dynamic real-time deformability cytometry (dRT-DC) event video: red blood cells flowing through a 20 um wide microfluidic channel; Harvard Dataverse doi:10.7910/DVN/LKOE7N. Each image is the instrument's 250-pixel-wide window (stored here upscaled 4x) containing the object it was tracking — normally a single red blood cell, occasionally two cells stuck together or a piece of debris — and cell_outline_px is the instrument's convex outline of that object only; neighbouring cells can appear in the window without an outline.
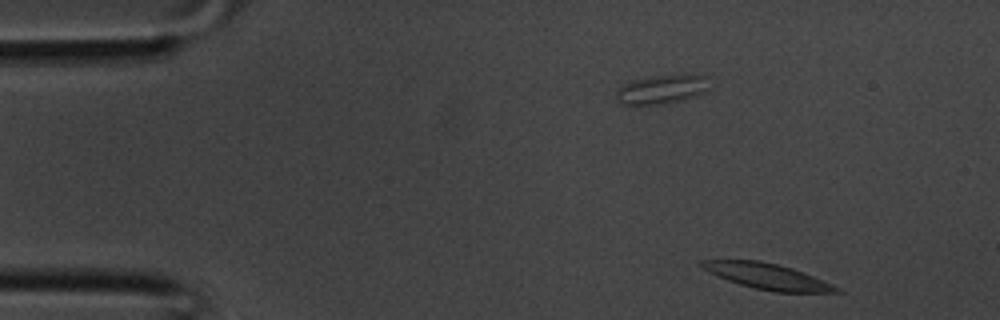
{"species": "common noctule bat (a hibernating species)", "species_latin": "Nyctalus noctula", "temperature_condition": "room temperature", "stored_images_in_passage": 34, "camera_frame_rate_fps": 3000, "um_per_image_px": 0.085, "animal": {"sex": "male", "body_mass_g": 20.1, "forearm_length_mm": 53.5}, "frame": {"image": 1, "passage_image": 1, "time_ms": 0.0, "image_size_px": [1000, 320], "cell_outline_px": [[844, 292], [776, 292], [756, 288], [740, 284], [728, 280], [708, 272], [696, 264], [700, 260], [760, 260], [792, 268], [832, 284], [840, 288]], "centroid_in_image_um": [65.18, 23.48], "position_along_channel_um": 19.8, "area_um2": 20.0}}
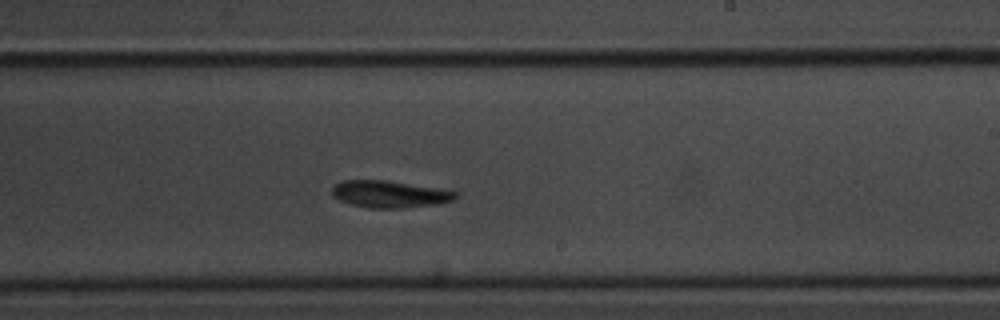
{"frame": {"image": 2, "passage_image": 19, "time_ms": 6.0, "image_size_px": [1000, 320], "cell_outline_px": [[460, 196], [456, 200], [436, 204], [404, 208], [368, 208], [352, 204], [340, 200], [332, 196], [332, 188], [340, 180], [388, 180], [460, 192]], "centroid_in_image_um": [33.16, 16.5], "position_along_channel_um": 255.8, "area_um2": 19.59}}
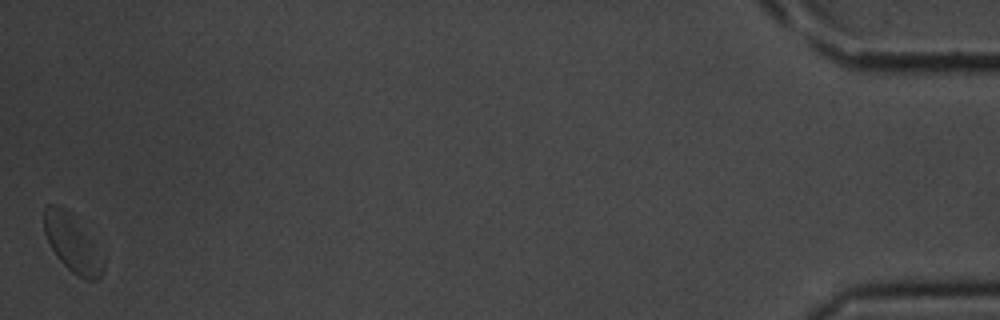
{"frame": {"image": 3, "passage_image": 34, "time_ms": 11.0, "image_size_px": [1000, 320], "cell_outline_px": [[104, 268], [100, 280], [84, 280], [72, 272], [56, 256], [44, 232], [44, 208], [48, 204], [60, 204], [68, 212], [88, 240], [104, 264]], "centroid_in_image_um": [6.06, 20.72], "position_along_channel_um": 429.1, "area_um2": 18.44}}